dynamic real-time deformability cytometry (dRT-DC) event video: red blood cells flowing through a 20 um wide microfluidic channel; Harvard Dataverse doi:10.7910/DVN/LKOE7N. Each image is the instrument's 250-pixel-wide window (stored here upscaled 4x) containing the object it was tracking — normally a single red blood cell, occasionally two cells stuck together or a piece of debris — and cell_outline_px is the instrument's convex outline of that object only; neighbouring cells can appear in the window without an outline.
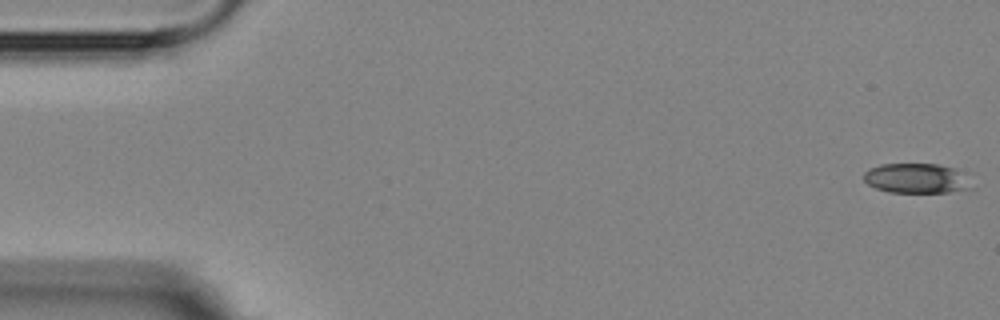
{"species": "Egyptian fruit bat (a non-hibernating species)", "species_latin": "Rousettus aegyptiacus", "temperature_condition": "room temperature", "stored_images_in_passage": 5, "camera_frame_rate_fps": 3000, "um_per_image_px": 0.085, "animal": {"sex": "female"}, "frame": {"image": 1, "passage_image": 1, "time_ms": 0.0, "image_size_px": [1000, 320], "cell_outline_px": [[976, 188], [948, 192], [888, 192], [876, 188], [868, 184], [864, 180], [864, 172], [868, 168], [880, 164], [936, 164], [956, 168], [964, 172]], "centroid_in_image_um": [77.95, 15.15], "position_along_channel_um": 7.0, "area_um2": 19.07}}
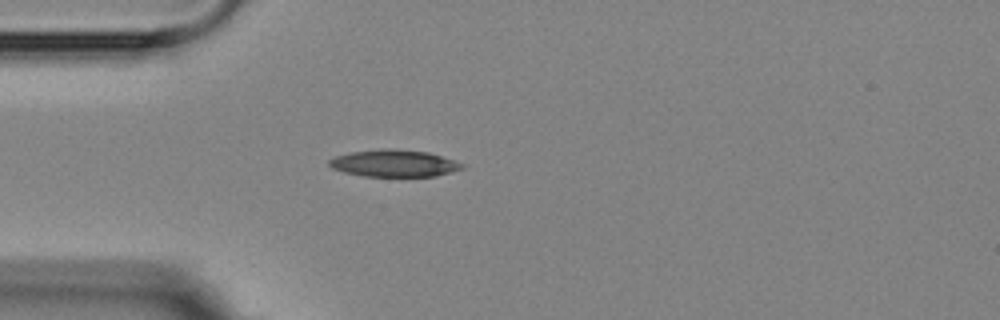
{"frame": {"image": 2, "passage_image": 5, "time_ms": 4.667, "image_size_px": [1000, 320], "cell_outline_px": [[464, 168], [452, 172], [436, 176], [364, 176], [344, 172], [332, 168], [328, 164], [328, 160], [336, 156], [352, 152], [384, 148], [392, 148], [428, 152], [464, 164]], "centroid_in_image_um": [33.49, 13.88], "position_along_channel_um": 51.5, "area_um2": 20.81}}